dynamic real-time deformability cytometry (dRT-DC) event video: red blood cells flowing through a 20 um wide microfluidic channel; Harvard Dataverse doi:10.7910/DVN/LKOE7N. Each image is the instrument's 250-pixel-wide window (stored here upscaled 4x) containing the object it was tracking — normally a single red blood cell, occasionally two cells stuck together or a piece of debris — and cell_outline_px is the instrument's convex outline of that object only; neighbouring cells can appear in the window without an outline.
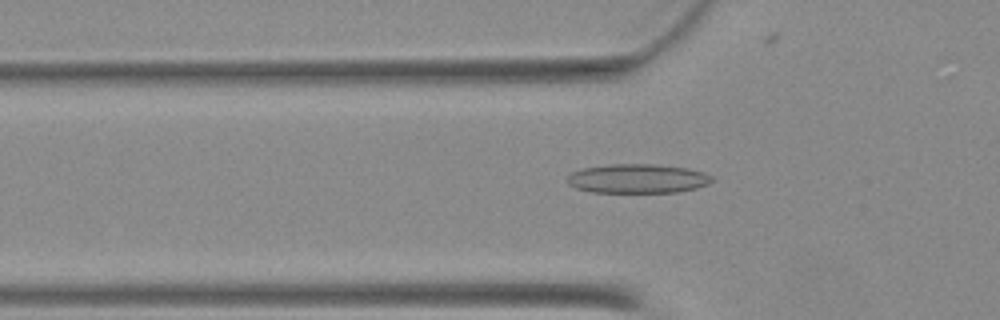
{"species": "Egyptian fruit bat (a non-hibernating species)", "species_latin": "Rousettus aegyptiacus", "temperature_condition": "warm", "stored_images_in_passage": 25, "camera_frame_rate_fps": 3000, "um_per_image_px": 0.085, "animal": {"sex": "female"}, "frame": {"image": 1, "passage_image": 5, "time_ms": 1.333, "image_size_px": [1000, 320], "cell_outline_px": [[712, 180], [708, 184], [696, 188], [676, 192], [592, 192], [576, 188], [568, 184], [568, 176], [572, 172], [584, 168], [612, 164], [656, 164], [688, 168], [712, 176]], "centroid_in_image_um": [54.19, 15.18], "position_along_channel_um": 71.6, "area_um2": 24.39}}
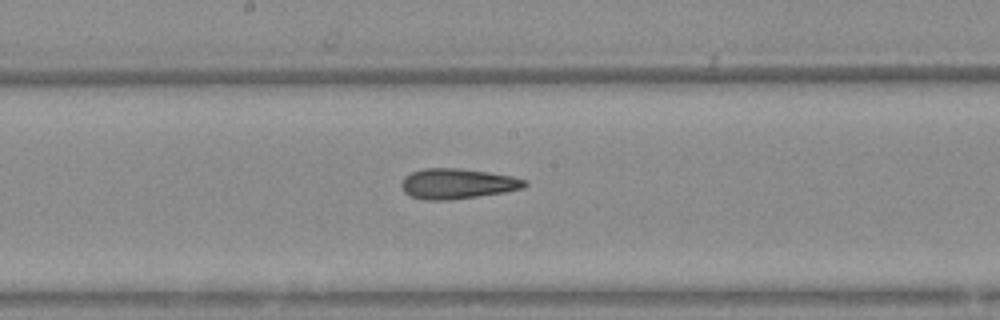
{"frame": {"image": 2, "passage_image": 15, "time_ms": 4.667, "image_size_px": [1000, 320], "cell_outline_px": [[528, 184], [524, 188], [504, 192], [448, 200], [424, 200], [412, 196], [404, 192], [400, 184], [404, 176], [412, 172], [424, 168], [460, 168], [488, 172], [512, 176], [528, 180]], "centroid_in_image_um": [38.88, 15.6], "position_along_channel_um": 209.3, "area_um2": 21.79}}
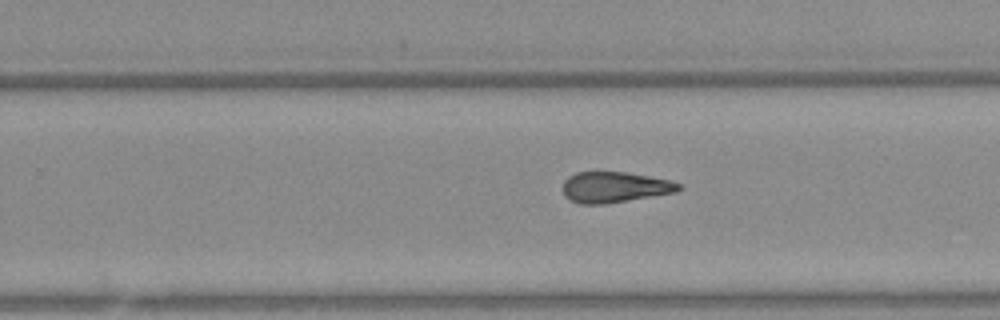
{"frame": {"image": 3, "passage_image": 20, "time_ms": 6.333, "image_size_px": [1000, 320], "cell_outline_px": [[680, 188], [676, 192], [604, 204], [580, 204], [564, 196], [564, 180], [568, 176], [576, 172], [628, 172], [668, 180], [680, 184]], "centroid_in_image_um": [52.21, 15.9], "position_along_channel_um": 277.6, "area_um2": 20.52}}